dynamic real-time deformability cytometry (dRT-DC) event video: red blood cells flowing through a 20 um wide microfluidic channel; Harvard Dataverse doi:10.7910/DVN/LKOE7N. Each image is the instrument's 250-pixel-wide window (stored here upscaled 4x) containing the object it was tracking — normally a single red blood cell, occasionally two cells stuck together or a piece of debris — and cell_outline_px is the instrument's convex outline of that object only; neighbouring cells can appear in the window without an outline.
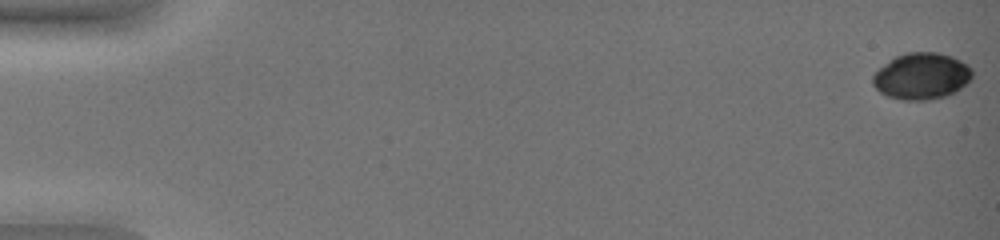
{"species": "common noctule bat (a hibernating species)", "species_latin": "Nyctalus noctula", "temperature_condition": "warm", "stored_images_in_passage": 16, "camera_frame_rate_fps": 3000, "um_per_image_px": 0.085, "animal": {"sex": "female", "body_mass_g": 19.0, "forearm_length_mm": 51.5}, "frame": {"image": 1, "passage_image": 1, "time_ms": 0.0, "image_size_px": [1000, 240], "cell_outline_px": [[972, 76], [956, 92], [948, 96], [928, 100], [900, 100], [888, 96], [880, 92], [872, 84], [872, 76], [884, 64], [896, 56], [908, 52], [936, 52], [952, 56], [968, 64], [972, 68]], "centroid_in_image_um": [78.34, 6.48], "position_along_channel_um": 6.7, "area_um2": 26.99}}
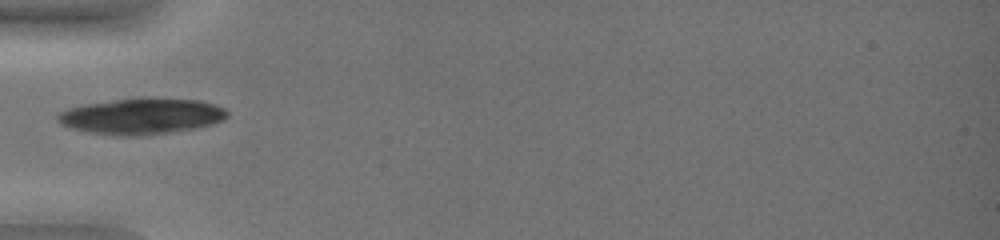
{"frame": {"image": 2, "passage_image": 14, "time_ms": 4.333, "image_size_px": [1000, 240], "cell_outline_px": [[228, 116], [224, 120], [212, 124], [196, 128], [140, 136], [112, 136], [88, 132], [72, 128], [56, 120], [56, 116], [60, 112], [68, 108], [84, 104], [136, 96], [140, 96], [200, 100], [216, 104], [224, 108], [228, 112]], "centroid_in_image_um": [12.05, 9.85], "position_along_channel_um": 73.0, "area_um2": 36.24}}
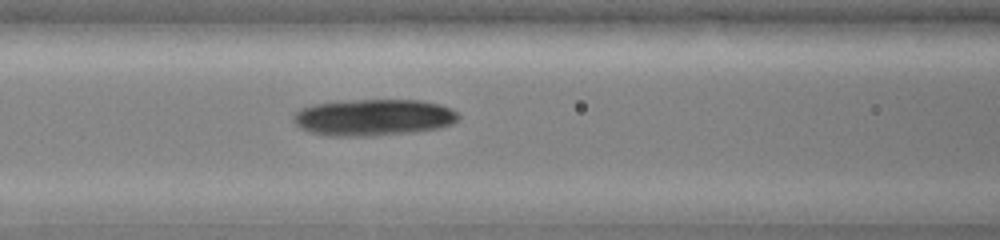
{"frame": {"image": 3, "passage_image": 16, "time_ms": 5.0, "image_size_px": [1000, 240], "cell_outline_px": [[460, 116], [452, 124], [440, 128], [416, 132], [372, 136], [324, 136], [308, 132], [300, 128], [292, 120], [292, 116], [300, 108], [312, 104], [336, 100], [420, 100], [440, 104], [452, 108]], "centroid_in_image_um": [31.7, 9.98], "position_along_channel_um": 134.9, "area_um2": 35.89}}